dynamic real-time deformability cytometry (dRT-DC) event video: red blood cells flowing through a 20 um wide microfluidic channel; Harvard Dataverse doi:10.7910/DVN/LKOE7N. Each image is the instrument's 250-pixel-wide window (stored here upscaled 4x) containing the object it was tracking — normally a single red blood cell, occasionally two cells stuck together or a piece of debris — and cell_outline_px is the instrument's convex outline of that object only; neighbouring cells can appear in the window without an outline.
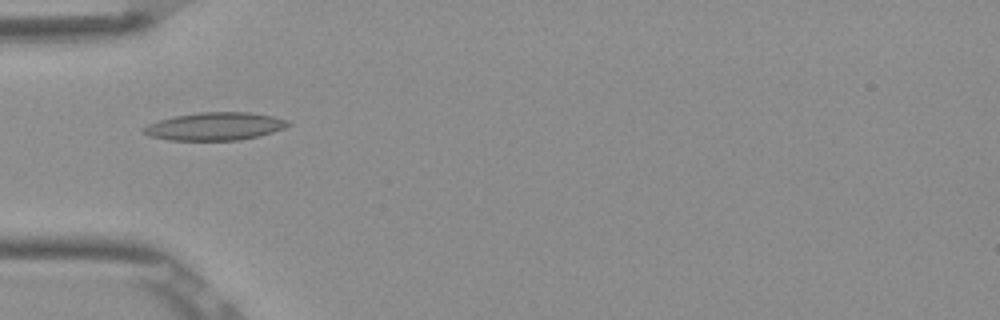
{"species": "Egyptian fruit bat (a non-hibernating species)", "species_latin": "Rousettus aegyptiacus", "temperature_condition": "room temperature", "stored_images_in_passage": 7, "camera_frame_rate_fps": 3000, "um_per_image_px": 0.085, "frame": {"image": 1, "passage_image": 4, "time_ms": 1.0, "image_size_px": [1000, 320], "cell_outline_px": [[292, 124], [284, 128], [260, 136], [240, 140], [168, 140], [148, 136], [140, 132], [140, 128], [148, 124], [172, 116], [200, 112], [248, 112], [272, 116], [288, 120]], "centroid_in_image_um": [18.23, 10.74], "position_along_channel_um": 66.8, "area_um2": 23.7}}
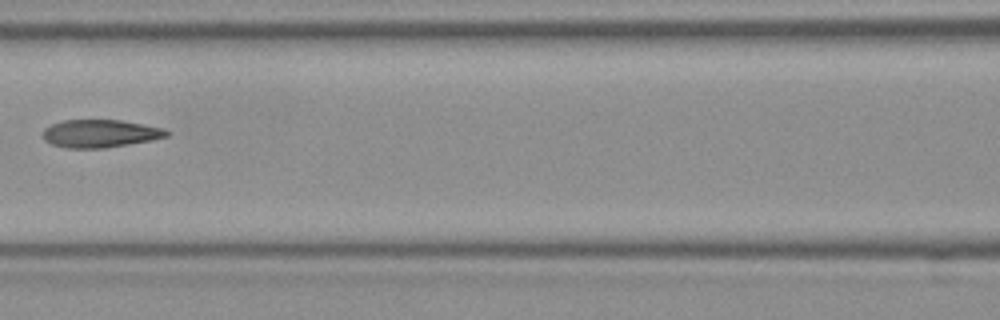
{"frame": {"image": 2, "passage_image": 6, "time_ms": 1.667, "image_size_px": [1000, 320], "cell_outline_px": [[172, 132], [168, 136], [152, 140], [104, 148], [64, 148], [52, 144], [44, 140], [44, 128], [52, 124], [64, 120], [120, 120], [144, 124], [164, 128]], "centroid_in_image_um": [8.55, 11.35], "position_along_channel_um": 158.1, "area_um2": 20.11}}
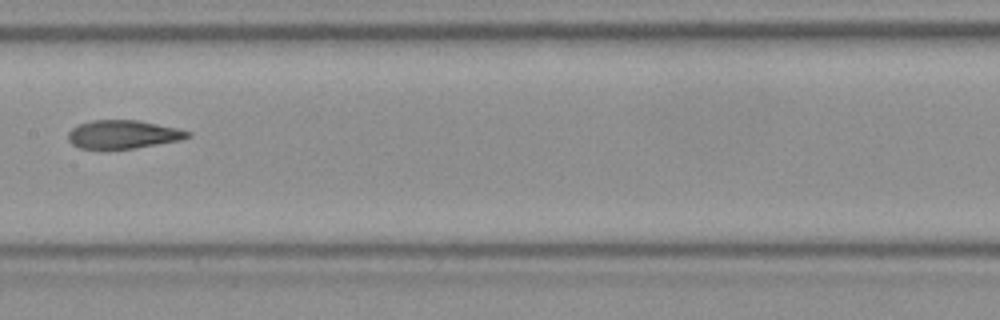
{"frame": {"image": 3, "passage_image": 7, "time_ms": 2.0, "image_size_px": [1000, 320], "cell_outline_px": [[192, 136], [180, 140], [136, 148], [80, 148], [72, 144], [68, 140], [68, 132], [72, 128], [80, 124], [92, 120], [136, 120], [176, 128], [192, 132]], "centroid_in_image_um": [10.47, 11.42], "position_along_channel_um": 196.9, "area_um2": 19.54}}